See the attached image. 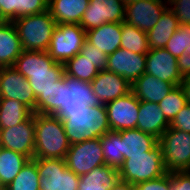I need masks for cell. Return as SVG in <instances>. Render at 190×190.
<instances>
[{"instance_id":"6da1fadb","label":"cell","mask_w":190,"mask_h":190,"mask_svg":"<svg viewBox=\"0 0 190 190\" xmlns=\"http://www.w3.org/2000/svg\"><path fill=\"white\" fill-rule=\"evenodd\" d=\"M12 67L28 80L36 99L65 74L64 64L55 62L47 51H22Z\"/></svg>"},{"instance_id":"7a4b0ae2","label":"cell","mask_w":190,"mask_h":190,"mask_svg":"<svg viewBox=\"0 0 190 190\" xmlns=\"http://www.w3.org/2000/svg\"><path fill=\"white\" fill-rule=\"evenodd\" d=\"M70 144L101 138L111 131L105 104L84 109L67 110L62 119Z\"/></svg>"},{"instance_id":"3957f363","label":"cell","mask_w":190,"mask_h":190,"mask_svg":"<svg viewBox=\"0 0 190 190\" xmlns=\"http://www.w3.org/2000/svg\"><path fill=\"white\" fill-rule=\"evenodd\" d=\"M34 158L65 159L70 142L62 119L54 115L34 113Z\"/></svg>"},{"instance_id":"277c9868","label":"cell","mask_w":190,"mask_h":190,"mask_svg":"<svg viewBox=\"0 0 190 190\" xmlns=\"http://www.w3.org/2000/svg\"><path fill=\"white\" fill-rule=\"evenodd\" d=\"M16 26L22 51H47L56 21L47 10L40 14L23 16L12 21Z\"/></svg>"},{"instance_id":"5b68a950","label":"cell","mask_w":190,"mask_h":190,"mask_svg":"<svg viewBox=\"0 0 190 190\" xmlns=\"http://www.w3.org/2000/svg\"><path fill=\"white\" fill-rule=\"evenodd\" d=\"M120 180L133 185L159 178L167 173L162 147L158 144L145 154L129 155L118 169Z\"/></svg>"},{"instance_id":"8992f818","label":"cell","mask_w":190,"mask_h":190,"mask_svg":"<svg viewBox=\"0 0 190 190\" xmlns=\"http://www.w3.org/2000/svg\"><path fill=\"white\" fill-rule=\"evenodd\" d=\"M167 172L190 171V133L168 128L159 138Z\"/></svg>"},{"instance_id":"52a82bcc","label":"cell","mask_w":190,"mask_h":190,"mask_svg":"<svg viewBox=\"0 0 190 190\" xmlns=\"http://www.w3.org/2000/svg\"><path fill=\"white\" fill-rule=\"evenodd\" d=\"M40 177L39 190H77L79 176L67 168L65 159L33 158Z\"/></svg>"},{"instance_id":"ba28073f","label":"cell","mask_w":190,"mask_h":190,"mask_svg":"<svg viewBox=\"0 0 190 190\" xmlns=\"http://www.w3.org/2000/svg\"><path fill=\"white\" fill-rule=\"evenodd\" d=\"M86 40V31L79 24H58L47 53L57 63L65 64L75 57Z\"/></svg>"},{"instance_id":"9c48e42d","label":"cell","mask_w":190,"mask_h":190,"mask_svg":"<svg viewBox=\"0 0 190 190\" xmlns=\"http://www.w3.org/2000/svg\"><path fill=\"white\" fill-rule=\"evenodd\" d=\"M102 105L99 98L94 94L91 82L77 78L62 76L60 95V112L56 115L60 119L67 116V110L84 109Z\"/></svg>"},{"instance_id":"30bf717a","label":"cell","mask_w":190,"mask_h":190,"mask_svg":"<svg viewBox=\"0 0 190 190\" xmlns=\"http://www.w3.org/2000/svg\"><path fill=\"white\" fill-rule=\"evenodd\" d=\"M65 161L67 168L77 176L87 174L94 168L104 165L105 159L100 138L71 144Z\"/></svg>"},{"instance_id":"8fae6325","label":"cell","mask_w":190,"mask_h":190,"mask_svg":"<svg viewBox=\"0 0 190 190\" xmlns=\"http://www.w3.org/2000/svg\"><path fill=\"white\" fill-rule=\"evenodd\" d=\"M125 20V4L122 0H89L79 25L85 30L105 23H122Z\"/></svg>"},{"instance_id":"7c38bea8","label":"cell","mask_w":190,"mask_h":190,"mask_svg":"<svg viewBox=\"0 0 190 190\" xmlns=\"http://www.w3.org/2000/svg\"><path fill=\"white\" fill-rule=\"evenodd\" d=\"M0 99L20 101L36 113V97L30 83L12 66L0 68Z\"/></svg>"},{"instance_id":"4fadbf2b","label":"cell","mask_w":190,"mask_h":190,"mask_svg":"<svg viewBox=\"0 0 190 190\" xmlns=\"http://www.w3.org/2000/svg\"><path fill=\"white\" fill-rule=\"evenodd\" d=\"M0 147L34 158V113L24 122L10 128L0 129Z\"/></svg>"},{"instance_id":"5bb4252c","label":"cell","mask_w":190,"mask_h":190,"mask_svg":"<svg viewBox=\"0 0 190 190\" xmlns=\"http://www.w3.org/2000/svg\"><path fill=\"white\" fill-rule=\"evenodd\" d=\"M140 101L132 91L105 104L111 131L136 128Z\"/></svg>"},{"instance_id":"9a60e30c","label":"cell","mask_w":190,"mask_h":190,"mask_svg":"<svg viewBox=\"0 0 190 190\" xmlns=\"http://www.w3.org/2000/svg\"><path fill=\"white\" fill-rule=\"evenodd\" d=\"M168 8L167 0L137 1L125 5V22L143 32L152 29Z\"/></svg>"},{"instance_id":"2e32d148","label":"cell","mask_w":190,"mask_h":190,"mask_svg":"<svg viewBox=\"0 0 190 190\" xmlns=\"http://www.w3.org/2000/svg\"><path fill=\"white\" fill-rule=\"evenodd\" d=\"M106 70L125 78L132 85L146 70V54L119 48L108 55Z\"/></svg>"},{"instance_id":"e0dca14e","label":"cell","mask_w":190,"mask_h":190,"mask_svg":"<svg viewBox=\"0 0 190 190\" xmlns=\"http://www.w3.org/2000/svg\"><path fill=\"white\" fill-rule=\"evenodd\" d=\"M164 82L181 85L183 76L179 72L177 58L165 48L150 49L146 54V70Z\"/></svg>"},{"instance_id":"ac0fdd59","label":"cell","mask_w":190,"mask_h":190,"mask_svg":"<svg viewBox=\"0 0 190 190\" xmlns=\"http://www.w3.org/2000/svg\"><path fill=\"white\" fill-rule=\"evenodd\" d=\"M91 85L94 94L102 104L122 97L131 91V85L125 78L107 70L99 71L91 81Z\"/></svg>"},{"instance_id":"d6986e66","label":"cell","mask_w":190,"mask_h":190,"mask_svg":"<svg viewBox=\"0 0 190 190\" xmlns=\"http://www.w3.org/2000/svg\"><path fill=\"white\" fill-rule=\"evenodd\" d=\"M175 86L173 83L164 82L149 73H144L131 85V91L139 101L158 104Z\"/></svg>"},{"instance_id":"ffe728a7","label":"cell","mask_w":190,"mask_h":190,"mask_svg":"<svg viewBox=\"0 0 190 190\" xmlns=\"http://www.w3.org/2000/svg\"><path fill=\"white\" fill-rule=\"evenodd\" d=\"M138 115L136 128L158 139L170 126L157 103L140 101Z\"/></svg>"},{"instance_id":"44dd1931","label":"cell","mask_w":190,"mask_h":190,"mask_svg":"<svg viewBox=\"0 0 190 190\" xmlns=\"http://www.w3.org/2000/svg\"><path fill=\"white\" fill-rule=\"evenodd\" d=\"M121 33L122 23H105L86 31V40L108 56L120 48Z\"/></svg>"},{"instance_id":"7402d4cb","label":"cell","mask_w":190,"mask_h":190,"mask_svg":"<svg viewBox=\"0 0 190 190\" xmlns=\"http://www.w3.org/2000/svg\"><path fill=\"white\" fill-rule=\"evenodd\" d=\"M121 136V154L124 159L129 155L145 154L159 144V139L154 135L142 132L137 128L117 131Z\"/></svg>"},{"instance_id":"603a6c76","label":"cell","mask_w":190,"mask_h":190,"mask_svg":"<svg viewBox=\"0 0 190 190\" xmlns=\"http://www.w3.org/2000/svg\"><path fill=\"white\" fill-rule=\"evenodd\" d=\"M21 53L16 26L12 21H0V66H13Z\"/></svg>"},{"instance_id":"cb8c5ba5","label":"cell","mask_w":190,"mask_h":190,"mask_svg":"<svg viewBox=\"0 0 190 190\" xmlns=\"http://www.w3.org/2000/svg\"><path fill=\"white\" fill-rule=\"evenodd\" d=\"M89 0H50L48 11L57 24H79Z\"/></svg>"},{"instance_id":"d4e9b609","label":"cell","mask_w":190,"mask_h":190,"mask_svg":"<svg viewBox=\"0 0 190 190\" xmlns=\"http://www.w3.org/2000/svg\"><path fill=\"white\" fill-rule=\"evenodd\" d=\"M77 190H109L120 180L118 169L110 165H101L87 174L79 176Z\"/></svg>"},{"instance_id":"484cf974","label":"cell","mask_w":190,"mask_h":190,"mask_svg":"<svg viewBox=\"0 0 190 190\" xmlns=\"http://www.w3.org/2000/svg\"><path fill=\"white\" fill-rule=\"evenodd\" d=\"M178 26L179 23L174 13L167 8L157 24L146 33L149 49L165 48Z\"/></svg>"},{"instance_id":"4316f807","label":"cell","mask_w":190,"mask_h":190,"mask_svg":"<svg viewBox=\"0 0 190 190\" xmlns=\"http://www.w3.org/2000/svg\"><path fill=\"white\" fill-rule=\"evenodd\" d=\"M30 159L23 154L0 147V184L7 187Z\"/></svg>"},{"instance_id":"83f0119b","label":"cell","mask_w":190,"mask_h":190,"mask_svg":"<svg viewBox=\"0 0 190 190\" xmlns=\"http://www.w3.org/2000/svg\"><path fill=\"white\" fill-rule=\"evenodd\" d=\"M32 114L33 112L20 101L0 99V129L14 127Z\"/></svg>"},{"instance_id":"f1b7e54d","label":"cell","mask_w":190,"mask_h":190,"mask_svg":"<svg viewBox=\"0 0 190 190\" xmlns=\"http://www.w3.org/2000/svg\"><path fill=\"white\" fill-rule=\"evenodd\" d=\"M121 36L120 48L138 54H147L150 50L146 32H143L125 21L122 22Z\"/></svg>"},{"instance_id":"f546056e","label":"cell","mask_w":190,"mask_h":190,"mask_svg":"<svg viewBox=\"0 0 190 190\" xmlns=\"http://www.w3.org/2000/svg\"><path fill=\"white\" fill-rule=\"evenodd\" d=\"M103 157L105 165L113 166L117 169L123 164L124 156L121 154V136L117 131H109L101 138Z\"/></svg>"},{"instance_id":"4dcf8cb0","label":"cell","mask_w":190,"mask_h":190,"mask_svg":"<svg viewBox=\"0 0 190 190\" xmlns=\"http://www.w3.org/2000/svg\"><path fill=\"white\" fill-rule=\"evenodd\" d=\"M64 72L69 77L91 82L98 75L99 70L89 59L78 53L64 64Z\"/></svg>"},{"instance_id":"1f68e13d","label":"cell","mask_w":190,"mask_h":190,"mask_svg":"<svg viewBox=\"0 0 190 190\" xmlns=\"http://www.w3.org/2000/svg\"><path fill=\"white\" fill-rule=\"evenodd\" d=\"M39 187L40 177L37 165L33 160H29L15 179L5 187V190H39Z\"/></svg>"},{"instance_id":"d6a6232c","label":"cell","mask_w":190,"mask_h":190,"mask_svg":"<svg viewBox=\"0 0 190 190\" xmlns=\"http://www.w3.org/2000/svg\"><path fill=\"white\" fill-rule=\"evenodd\" d=\"M62 78L36 99V113L54 115L60 112Z\"/></svg>"},{"instance_id":"836d02e7","label":"cell","mask_w":190,"mask_h":190,"mask_svg":"<svg viewBox=\"0 0 190 190\" xmlns=\"http://www.w3.org/2000/svg\"><path fill=\"white\" fill-rule=\"evenodd\" d=\"M187 103L184 89L181 85H177L158 103V106L162 110L167 121L171 123L177 113L180 112Z\"/></svg>"},{"instance_id":"e575fe53","label":"cell","mask_w":190,"mask_h":190,"mask_svg":"<svg viewBox=\"0 0 190 190\" xmlns=\"http://www.w3.org/2000/svg\"><path fill=\"white\" fill-rule=\"evenodd\" d=\"M165 49L179 58L190 49V25L179 24L178 29L168 40Z\"/></svg>"},{"instance_id":"d590c367","label":"cell","mask_w":190,"mask_h":190,"mask_svg":"<svg viewBox=\"0 0 190 190\" xmlns=\"http://www.w3.org/2000/svg\"><path fill=\"white\" fill-rule=\"evenodd\" d=\"M48 10V3L45 0H16V19L40 14Z\"/></svg>"},{"instance_id":"8d00e7d4","label":"cell","mask_w":190,"mask_h":190,"mask_svg":"<svg viewBox=\"0 0 190 190\" xmlns=\"http://www.w3.org/2000/svg\"><path fill=\"white\" fill-rule=\"evenodd\" d=\"M79 53L89 59L97 70H106L108 56L102 50H98L97 47L89 43L87 40L84 41Z\"/></svg>"},{"instance_id":"74e56055","label":"cell","mask_w":190,"mask_h":190,"mask_svg":"<svg viewBox=\"0 0 190 190\" xmlns=\"http://www.w3.org/2000/svg\"><path fill=\"white\" fill-rule=\"evenodd\" d=\"M167 2L178 23L190 25V0H167Z\"/></svg>"},{"instance_id":"f35d334b","label":"cell","mask_w":190,"mask_h":190,"mask_svg":"<svg viewBox=\"0 0 190 190\" xmlns=\"http://www.w3.org/2000/svg\"><path fill=\"white\" fill-rule=\"evenodd\" d=\"M172 187V172H167L165 175L137 183L135 190H171Z\"/></svg>"},{"instance_id":"ab89813d","label":"cell","mask_w":190,"mask_h":190,"mask_svg":"<svg viewBox=\"0 0 190 190\" xmlns=\"http://www.w3.org/2000/svg\"><path fill=\"white\" fill-rule=\"evenodd\" d=\"M170 128L190 133V104L187 103L170 123Z\"/></svg>"},{"instance_id":"60d3db41","label":"cell","mask_w":190,"mask_h":190,"mask_svg":"<svg viewBox=\"0 0 190 190\" xmlns=\"http://www.w3.org/2000/svg\"><path fill=\"white\" fill-rule=\"evenodd\" d=\"M171 190H190V171L172 172Z\"/></svg>"},{"instance_id":"b9f144b4","label":"cell","mask_w":190,"mask_h":190,"mask_svg":"<svg viewBox=\"0 0 190 190\" xmlns=\"http://www.w3.org/2000/svg\"><path fill=\"white\" fill-rule=\"evenodd\" d=\"M16 19V0H0V21Z\"/></svg>"},{"instance_id":"7bdbcfd3","label":"cell","mask_w":190,"mask_h":190,"mask_svg":"<svg viewBox=\"0 0 190 190\" xmlns=\"http://www.w3.org/2000/svg\"><path fill=\"white\" fill-rule=\"evenodd\" d=\"M178 68L181 75L184 77L190 76V49L181 57L177 58Z\"/></svg>"},{"instance_id":"ee69618b","label":"cell","mask_w":190,"mask_h":190,"mask_svg":"<svg viewBox=\"0 0 190 190\" xmlns=\"http://www.w3.org/2000/svg\"><path fill=\"white\" fill-rule=\"evenodd\" d=\"M109 190H135V185L119 180V182L110 187Z\"/></svg>"},{"instance_id":"f6af8a7d","label":"cell","mask_w":190,"mask_h":190,"mask_svg":"<svg viewBox=\"0 0 190 190\" xmlns=\"http://www.w3.org/2000/svg\"><path fill=\"white\" fill-rule=\"evenodd\" d=\"M181 86L184 89L187 102L190 104V76L184 77Z\"/></svg>"},{"instance_id":"bcb514c9","label":"cell","mask_w":190,"mask_h":190,"mask_svg":"<svg viewBox=\"0 0 190 190\" xmlns=\"http://www.w3.org/2000/svg\"><path fill=\"white\" fill-rule=\"evenodd\" d=\"M124 2L125 5L129 4V3H134L137 1H149V0H122Z\"/></svg>"}]
</instances>
